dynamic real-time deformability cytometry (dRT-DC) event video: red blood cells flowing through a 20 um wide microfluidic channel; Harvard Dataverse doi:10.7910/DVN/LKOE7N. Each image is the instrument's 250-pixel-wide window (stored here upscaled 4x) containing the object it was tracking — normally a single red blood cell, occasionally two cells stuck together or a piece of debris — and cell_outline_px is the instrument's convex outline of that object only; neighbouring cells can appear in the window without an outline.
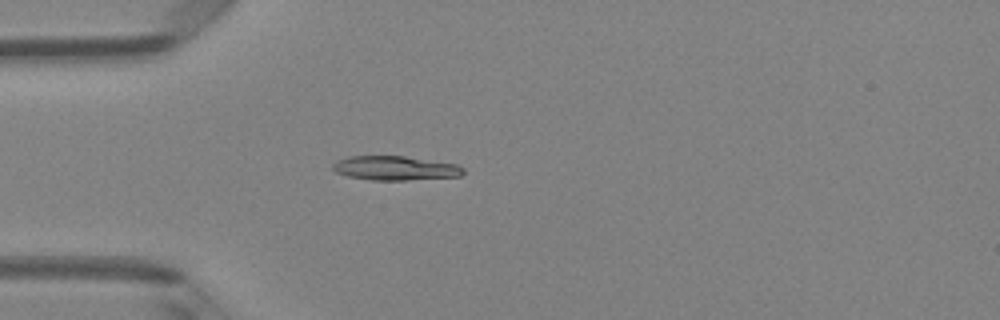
{"species": "Egyptian fruit bat (a non-hibernating species)", "species_latin": "Rousettus aegyptiacus", "temperature_condition": "room temperature", "stored_images_in_passage": 1, "camera_frame_rate_fps": 3000, "um_per_image_px": 0.085, "animal": {"sex": "female"}, "frame": {"image": 1, "passage_image": 1, "time_ms": 0.0, "image_size_px": [1000, 320], "cell_outline_px": [[464, 172], [460, 176], [408, 180], [372, 180], [348, 176], [336, 172], [332, 168], [332, 164], [336, 160], [352, 156], [404, 156], [456, 164], [464, 168]], "centroid_in_image_um": [33.57, 14.29], "position_along_channel_um": 51.4, "area_um2": 18.32}}